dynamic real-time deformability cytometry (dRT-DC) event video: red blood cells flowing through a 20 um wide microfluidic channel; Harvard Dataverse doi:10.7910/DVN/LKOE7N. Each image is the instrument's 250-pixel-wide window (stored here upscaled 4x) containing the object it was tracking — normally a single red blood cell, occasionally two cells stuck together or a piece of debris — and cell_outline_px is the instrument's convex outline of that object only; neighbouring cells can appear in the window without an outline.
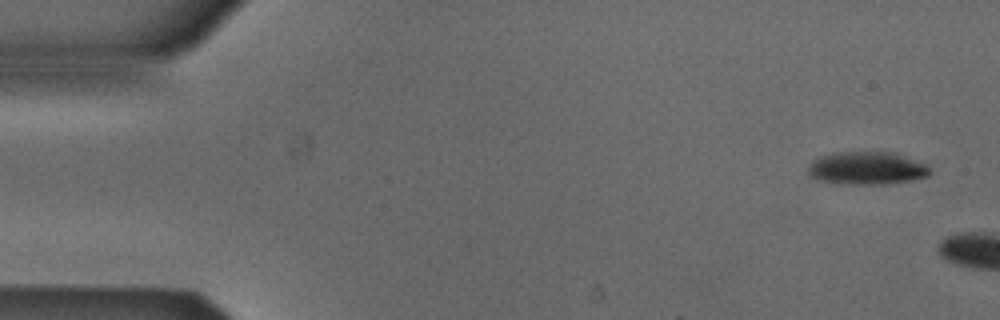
{"species": "Egyptian fruit bat (a non-hibernating species)", "species_latin": "Rousettus aegyptiacus", "temperature_condition": "cold", "stored_images_in_passage": 3, "camera_frame_rate_fps": 3000, "um_per_image_px": 0.085, "animal": {"sex": "male"}, "frame": {"image": 1, "passage_image": 1, "time_ms": 0.0, "image_size_px": [1000, 320], "cell_outline_px": [[932, 172], [928, 176], [912, 180], [884, 184], [840, 184], [820, 180], [812, 176], [808, 172], [808, 164], [812, 160], [820, 156], [836, 152], [896, 152], [928, 164]], "centroid_in_image_um": [73.72, 14.28], "position_along_channel_um": 11.3, "area_um2": 23.64}}